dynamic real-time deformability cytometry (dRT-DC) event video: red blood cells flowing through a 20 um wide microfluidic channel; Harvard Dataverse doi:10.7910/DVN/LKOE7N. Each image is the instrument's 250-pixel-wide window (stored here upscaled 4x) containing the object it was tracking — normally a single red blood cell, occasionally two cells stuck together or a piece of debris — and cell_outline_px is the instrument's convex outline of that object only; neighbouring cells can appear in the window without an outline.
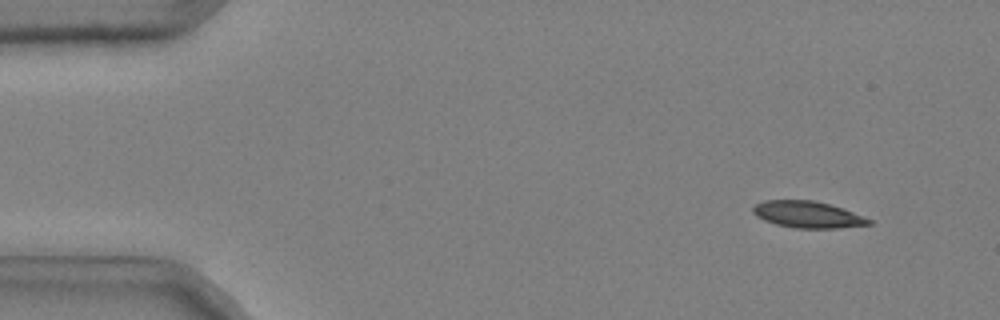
{"species": "common noctule bat (a hibernating species)", "species_latin": "Nyctalus noctula", "temperature_condition": "cold", "stored_images_in_passage": 52, "camera_frame_rate_fps": 3000, "um_per_image_px": 0.085, "animal": {"sex": "male", "body_mass_g": 20.4}, "frame": {"image": 1, "passage_image": 5, "time_ms": 1.333, "image_size_px": [1000, 320], "cell_outline_px": [[872, 224], [836, 228], [796, 228], [776, 224], [764, 220], [756, 216], [752, 212], [752, 208], [756, 204], [764, 200], [812, 200], [844, 208], [872, 220]], "centroid_in_image_um": [68.64, 18.23], "position_along_channel_um": 16.4, "area_um2": 17.92}}
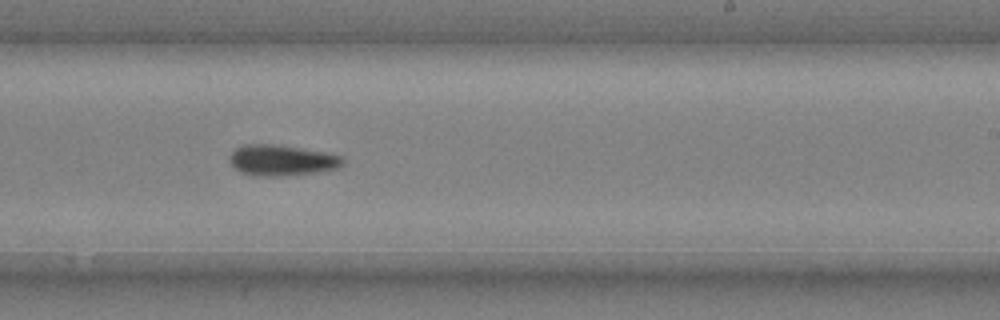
{"frame": {"image": 2, "passage_image": 33, "time_ms": 10.667, "image_size_px": [1000, 320], "cell_outline_px": [[344, 164], [340, 168], [316, 172], [276, 176], [256, 176], [240, 172], [228, 160], [228, 156], [236, 148], [244, 144], [280, 144], [324, 152], [344, 156]], "centroid_in_image_um": [23.96, 13.61], "position_along_channel_um": 265.0, "area_um2": 20.52}}
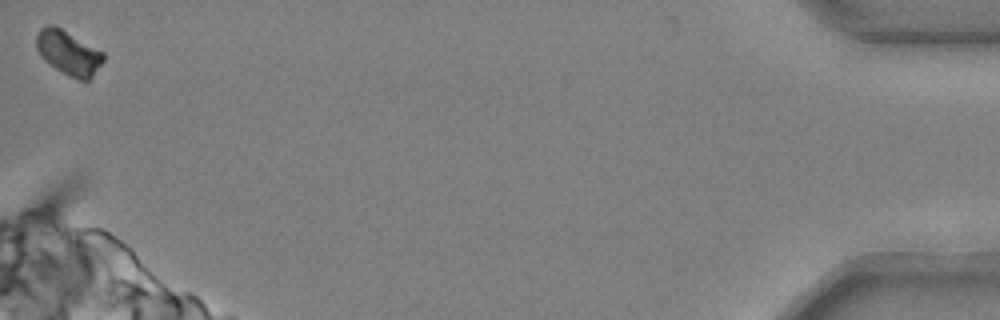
{"frame": {"image": 3, "passage_image": 52, "time_ms": 17.0, "image_size_px": [1000, 320], "cell_outline_px": [[104, 60], [92, 76], [88, 80], [80, 80], [68, 76], [44, 60], [40, 56], [36, 48], [36, 36], [40, 28], [48, 24], [56, 24], [104, 52]], "centroid_in_image_um": [5.8, 4.44], "position_along_channel_um": 429.4, "area_um2": 17.51}, "authors_computed_cell_mechanics": {"area_um2": 19.3341, "velocity_mm_per_s": 3.7004, "shape_relaxation_time_tau1_ms": 6.3999, "shape_relaxation_time_tau2_ms": null, "deformation_change_tau1": 0.1477, "deformation_change_tau2": null}}